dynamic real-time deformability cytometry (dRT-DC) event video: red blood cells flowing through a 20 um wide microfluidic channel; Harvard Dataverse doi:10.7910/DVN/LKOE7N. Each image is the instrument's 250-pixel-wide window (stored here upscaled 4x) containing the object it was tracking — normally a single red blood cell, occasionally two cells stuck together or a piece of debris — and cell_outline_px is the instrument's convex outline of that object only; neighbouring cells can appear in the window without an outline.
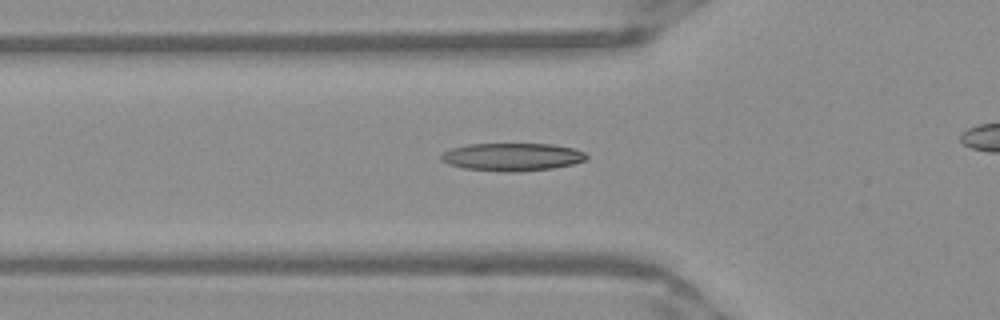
{"species": "Egyptian fruit bat (a non-hibernating species)", "species_latin": "Rousettus aegyptiacus", "temperature_condition": "warm", "stored_images_in_passage": 28, "camera_frame_rate_fps": 3000, "um_per_image_px": 0.085, "frame": {"image": 1, "passage_image": 3, "time_ms": 0.667, "image_size_px": [1000, 320], "cell_outline_px": [[588, 156], [584, 160], [572, 164], [552, 168], [516, 172], [504, 172], [464, 168], [448, 164], [440, 160], [440, 156], [444, 152], [452, 148], [468, 144], [552, 144], [572, 148], [584, 152]], "centroid_in_image_um": [43.51, 13.34], "position_along_channel_um": 82.3, "area_um2": 23.47}}
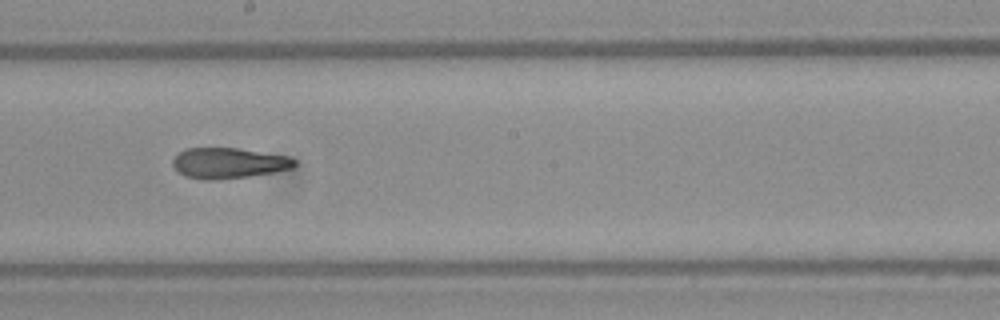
{"frame": {"image": 2, "passage_image": 14, "time_ms": 4.333, "image_size_px": [1000, 320], "cell_outline_px": [[296, 164], [292, 168], [272, 172], [248, 176], [208, 180], [204, 180], [184, 176], [172, 164], [172, 160], [180, 152], [188, 148], [240, 148], [288, 156], [296, 160]], "centroid_in_image_um": [19.44, 13.85], "position_along_channel_um": 228.8, "area_um2": 21.5}}
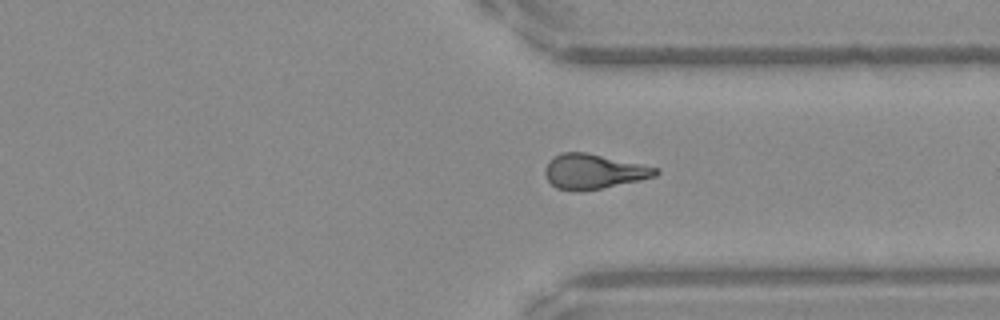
{"frame": {"image": 3, "passage_image": 24, "time_ms": 7.667, "image_size_px": [1000, 320], "cell_outline_px": [[660, 172], [656, 176], [640, 180], [600, 188], [556, 188], [548, 180], [544, 172], [544, 168], [548, 160], [564, 152], [584, 152], [660, 168]], "centroid_in_image_um": [50.48, 14.54], "position_along_channel_um": 360.9, "area_um2": 21.68}}